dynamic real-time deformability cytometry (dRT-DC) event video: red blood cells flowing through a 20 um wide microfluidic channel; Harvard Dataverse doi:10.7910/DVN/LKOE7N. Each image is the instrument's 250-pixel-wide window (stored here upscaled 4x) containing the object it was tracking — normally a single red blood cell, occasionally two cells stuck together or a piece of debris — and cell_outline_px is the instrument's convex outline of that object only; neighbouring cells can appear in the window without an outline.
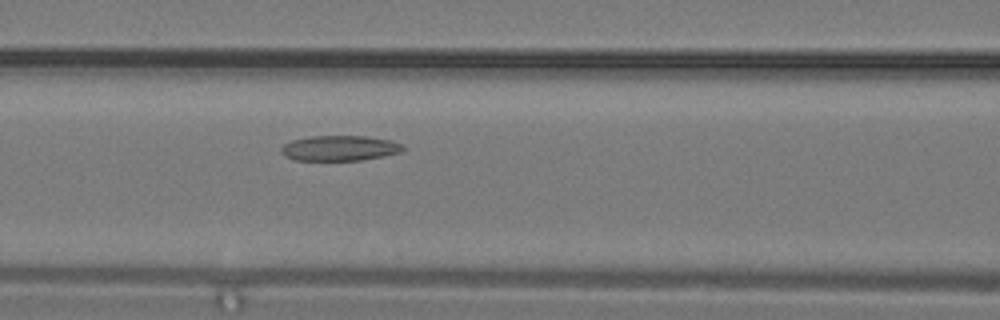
{"species": "common noctule bat (a hibernating species)", "species_latin": "Nyctalus noctula", "temperature_condition": "warm", "stored_images_in_passage": 5, "camera_frame_rate_fps": 3000, "um_per_image_px": 0.085, "animal": {"sex": "male", "body_mass_g": 19.2, "forearm_length_mm": 51.8}, "frame": {"image": 1, "passage_image": 5, "time_ms": 1.333, "image_size_px": [1000, 320], "cell_outline_px": [[404, 152], [384, 156], [360, 160], [296, 160], [284, 156], [280, 152], [280, 148], [284, 144], [292, 140], [308, 136], [368, 136], [392, 140], [400, 144], [404, 148]], "centroid_in_image_um": [28.87, 12.59], "position_along_channel_um": 137.7, "area_um2": 18.09}}